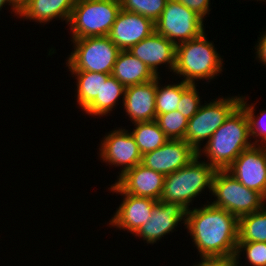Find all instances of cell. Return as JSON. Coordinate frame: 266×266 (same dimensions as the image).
Instances as JSON below:
<instances>
[{
	"label": "cell",
	"instance_id": "10",
	"mask_svg": "<svg viewBox=\"0 0 266 266\" xmlns=\"http://www.w3.org/2000/svg\"><path fill=\"white\" fill-rule=\"evenodd\" d=\"M99 147L101 160L108 165L122 167L121 174L142 163V154L131 132L118 128L108 132L102 137Z\"/></svg>",
	"mask_w": 266,
	"mask_h": 266
},
{
	"label": "cell",
	"instance_id": "14",
	"mask_svg": "<svg viewBox=\"0 0 266 266\" xmlns=\"http://www.w3.org/2000/svg\"><path fill=\"white\" fill-rule=\"evenodd\" d=\"M108 189L112 193L123 196L121 204L109 220L108 225L120 230H127L134 235L142 225L149 221L151 210L158 201L123 193L115 184H112Z\"/></svg>",
	"mask_w": 266,
	"mask_h": 266
},
{
	"label": "cell",
	"instance_id": "6",
	"mask_svg": "<svg viewBox=\"0 0 266 266\" xmlns=\"http://www.w3.org/2000/svg\"><path fill=\"white\" fill-rule=\"evenodd\" d=\"M74 49L66 60L69 71L111 74L120 49L108 36L72 39Z\"/></svg>",
	"mask_w": 266,
	"mask_h": 266
},
{
	"label": "cell",
	"instance_id": "12",
	"mask_svg": "<svg viewBox=\"0 0 266 266\" xmlns=\"http://www.w3.org/2000/svg\"><path fill=\"white\" fill-rule=\"evenodd\" d=\"M186 209L178 203L159 200L151 210V216L146 224L134 234L147 244H154L162 237L174 232L178 223L186 225Z\"/></svg>",
	"mask_w": 266,
	"mask_h": 266
},
{
	"label": "cell",
	"instance_id": "19",
	"mask_svg": "<svg viewBox=\"0 0 266 266\" xmlns=\"http://www.w3.org/2000/svg\"><path fill=\"white\" fill-rule=\"evenodd\" d=\"M76 2L77 0H25L20 5L19 18L44 25L58 18L68 24Z\"/></svg>",
	"mask_w": 266,
	"mask_h": 266
},
{
	"label": "cell",
	"instance_id": "28",
	"mask_svg": "<svg viewBox=\"0 0 266 266\" xmlns=\"http://www.w3.org/2000/svg\"><path fill=\"white\" fill-rule=\"evenodd\" d=\"M167 0H120L121 9L138 13L154 23L160 18Z\"/></svg>",
	"mask_w": 266,
	"mask_h": 266
},
{
	"label": "cell",
	"instance_id": "15",
	"mask_svg": "<svg viewBox=\"0 0 266 266\" xmlns=\"http://www.w3.org/2000/svg\"><path fill=\"white\" fill-rule=\"evenodd\" d=\"M154 31L155 25L151 19L120 9L108 37L120 50H129Z\"/></svg>",
	"mask_w": 266,
	"mask_h": 266
},
{
	"label": "cell",
	"instance_id": "3",
	"mask_svg": "<svg viewBox=\"0 0 266 266\" xmlns=\"http://www.w3.org/2000/svg\"><path fill=\"white\" fill-rule=\"evenodd\" d=\"M206 33L176 45V62L173 73L183 81L195 85L198 80L211 82L223 71V58L214 42L208 41Z\"/></svg>",
	"mask_w": 266,
	"mask_h": 266
},
{
	"label": "cell",
	"instance_id": "7",
	"mask_svg": "<svg viewBox=\"0 0 266 266\" xmlns=\"http://www.w3.org/2000/svg\"><path fill=\"white\" fill-rule=\"evenodd\" d=\"M211 205L225 209L238 218L261 210L266 199L258 192L248 189L227 170H217L212 184Z\"/></svg>",
	"mask_w": 266,
	"mask_h": 266
},
{
	"label": "cell",
	"instance_id": "31",
	"mask_svg": "<svg viewBox=\"0 0 266 266\" xmlns=\"http://www.w3.org/2000/svg\"><path fill=\"white\" fill-rule=\"evenodd\" d=\"M237 263L235 255L226 256H201V261L193 266H234Z\"/></svg>",
	"mask_w": 266,
	"mask_h": 266
},
{
	"label": "cell",
	"instance_id": "24",
	"mask_svg": "<svg viewBox=\"0 0 266 266\" xmlns=\"http://www.w3.org/2000/svg\"><path fill=\"white\" fill-rule=\"evenodd\" d=\"M238 242H266V205L239 217Z\"/></svg>",
	"mask_w": 266,
	"mask_h": 266
},
{
	"label": "cell",
	"instance_id": "34",
	"mask_svg": "<svg viewBox=\"0 0 266 266\" xmlns=\"http://www.w3.org/2000/svg\"><path fill=\"white\" fill-rule=\"evenodd\" d=\"M9 5L11 6V13H15L14 16H18L19 17V13H20V5L17 3L16 0H0V11L3 8L4 5Z\"/></svg>",
	"mask_w": 266,
	"mask_h": 266
},
{
	"label": "cell",
	"instance_id": "13",
	"mask_svg": "<svg viewBox=\"0 0 266 266\" xmlns=\"http://www.w3.org/2000/svg\"><path fill=\"white\" fill-rule=\"evenodd\" d=\"M197 156L198 152L185 140L169 139L161 147L142 155V164L166 176Z\"/></svg>",
	"mask_w": 266,
	"mask_h": 266
},
{
	"label": "cell",
	"instance_id": "2",
	"mask_svg": "<svg viewBox=\"0 0 266 266\" xmlns=\"http://www.w3.org/2000/svg\"><path fill=\"white\" fill-rule=\"evenodd\" d=\"M249 139L248 119L245 111L238 106L205 142L198 156L204 154L206 162L216 170H226L244 150L253 146Z\"/></svg>",
	"mask_w": 266,
	"mask_h": 266
},
{
	"label": "cell",
	"instance_id": "32",
	"mask_svg": "<svg viewBox=\"0 0 266 266\" xmlns=\"http://www.w3.org/2000/svg\"><path fill=\"white\" fill-rule=\"evenodd\" d=\"M182 5L191 9L193 12L197 13L203 19H205L206 15L210 14L211 5L210 0H177Z\"/></svg>",
	"mask_w": 266,
	"mask_h": 266
},
{
	"label": "cell",
	"instance_id": "18",
	"mask_svg": "<svg viewBox=\"0 0 266 266\" xmlns=\"http://www.w3.org/2000/svg\"><path fill=\"white\" fill-rule=\"evenodd\" d=\"M157 78L126 87L123 108L132 123L156 120Z\"/></svg>",
	"mask_w": 266,
	"mask_h": 266
},
{
	"label": "cell",
	"instance_id": "11",
	"mask_svg": "<svg viewBox=\"0 0 266 266\" xmlns=\"http://www.w3.org/2000/svg\"><path fill=\"white\" fill-rule=\"evenodd\" d=\"M226 170L266 199V146L253 145L244 150Z\"/></svg>",
	"mask_w": 266,
	"mask_h": 266
},
{
	"label": "cell",
	"instance_id": "4",
	"mask_svg": "<svg viewBox=\"0 0 266 266\" xmlns=\"http://www.w3.org/2000/svg\"><path fill=\"white\" fill-rule=\"evenodd\" d=\"M195 157L189 164L165 176L160 200L178 203L186 210L206 188L212 190L213 178L217 171L206 160ZM200 160V161H199Z\"/></svg>",
	"mask_w": 266,
	"mask_h": 266
},
{
	"label": "cell",
	"instance_id": "27",
	"mask_svg": "<svg viewBox=\"0 0 266 266\" xmlns=\"http://www.w3.org/2000/svg\"><path fill=\"white\" fill-rule=\"evenodd\" d=\"M155 121L169 139L184 140L189 119L179 111L157 114Z\"/></svg>",
	"mask_w": 266,
	"mask_h": 266
},
{
	"label": "cell",
	"instance_id": "22",
	"mask_svg": "<svg viewBox=\"0 0 266 266\" xmlns=\"http://www.w3.org/2000/svg\"><path fill=\"white\" fill-rule=\"evenodd\" d=\"M76 77L77 103L82 111L100 94L102 79H107L111 74L94 73L89 71H70Z\"/></svg>",
	"mask_w": 266,
	"mask_h": 266
},
{
	"label": "cell",
	"instance_id": "17",
	"mask_svg": "<svg viewBox=\"0 0 266 266\" xmlns=\"http://www.w3.org/2000/svg\"><path fill=\"white\" fill-rule=\"evenodd\" d=\"M128 52L146 64L158 77V67L168 65L171 72L174 71L176 62V45L163 35L155 31L147 38L136 45H133Z\"/></svg>",
	"mask_w": 266,
	"mask_h": 266
},
{
	"label": "cell",
	"instance_id": "20",
	"mask_svg": "<svg viewBox=\"0 0 266 266\" xmlns=\"http://www.w3.org/2000/svg\"><path fill=\"white\" fill-rule=\"evenodd\" d=\"M112 76L125 87L152 81L157 76L128 50H121L115 61Z\"/></svg>",
	"mask_w": 266,
	"mask_h": 266
},
{
	"label": "cell",
	"instance_id": "16",
	"mask_svg": "<svg viewBox=\"0 0 266 266\" xmlns=\"http://www.w3.org/2000/svg\"><path fill=\"white\" fill-rule=\"evenodd\" d=\"M117 177L114 184L123 193L160 200L165 182L162 173L140 163Z\"/></svg>",
	"mask_w": 266,
	"mask_h": 266
},
{
	"label": "cell",
	"instance_id": "30",
	"mask_svg": "<svg viewBox=\"0 0 266 266\" xmlns=\"http://www.w3.org/2000/svg\"><path fill=\"white\" fill-rule=\"evenodd\" d=\"M197 84L190 85L181 95L180 102L178 103L177 111L187 119H191L199 110L202 105L199 92L196 89Z\"/></svg>",
	"mask_w": 266,
	"mask_h": 266
},
{
	"label": "cell",
	"instance_id": "29",
	"mask_svg": "<svg viewBox=\"0 0 266 266\" xmlns=\"http://www.w3.org/2000/svg\"><path fill=\"white\" fill-rule=\"evenodd\" d=\"M241 252L250 266H266V242H238L235 256L239 265Z\"/></svg>",
	"mask_w": 266,
	"mask_h": 266
},
{
	"label": "cell",
	"instance_id": "25",
	"mask_svg": "<svg viewBox=\"0 0 266 266\" xmlns=\"http://www.w3.org/2000/svg\"><path fill=\"white\" fill-rule=\"evenodd\" d=\"M161 79L160 76L157 77L156 114H165L177 110L182 93L191 85L181 80L180 83L163 86L159 82Z\"/></svg>",
	"mask_w": 266,
	"mask_h": 266
},
{
	"label": "cell",
	"instance_id": "9",
	"mask_svg": "<svg viewBox=\"0 0 266 266\" xmlns=\"http://www.w3.org/2000/svg\"><path fill=\"white\" fill-rule=\"evenodd\" d=\"M204 19L177 0H167L160 18L154 23L155 32L175 45L199 37L204 31Z\"/></svg>",
	"mask_w": 266,
	"mask_h": 266
},
{
	"label": "cell",
	"instance_id": "21",
	"mask_svg": "<svg viewBox=\"0 0 266 266\" xmlns=\"http://www.w3.org/2000/svg\"><path fill=\"white\" fill-rule=\"evenodd\" d=\"M125 89L126 87L112 75L107 79H102L100 94L83 111L93 117L110 115L112 109L117 107L118 98L120 99L122 96V101L124 100Z\"/></svg>",
	"mask_w": 266,
	"mask_h": 266
},
{
	"label": "cell",
	"instance_id": "23",
	"mask_svg": "<svg viewBox=\"0 0 266 266\" xmlns=\"http://www.w3.org/2000/svg\"><path fill=\"white\" fill-rule=\"evenodd\" d=\"M133 124L135 128H133L131 134L135 138L142 155L154 151L169 140L155 120Z\"/></svg>",
	"mask_w": 266,
	"mask_h": 266
},
{
	"label": "cell",
	"instance_id": "1",
	"mask_svg": "<svg viewBox=\"0 0 266 266\" xmlns=\"http://www.w3.org/2000/svg\"><path fill=\"white\" fill-rule=\"evenodd\" d=\"M239 218L207 201L186 211V225L194 247L201 256L235 255Z\"/></svg>",
	"mask_w": 266,
	"mask_h": 266
},
{
	"label": "cell",
	"instance_id": "33",
	"mask_svg": "<svg viewBox=\"0 0 266 266\" xmlns=\"http://www.w3.org/2000/svg\"><path fill=\"white\" fill-rule=\"evenodd\" d=\"M258 43L255 45L256 59L266 66V32L258 37Z\"/></svg>",
	"mask_w": 266,
	"mask_h": 266
},
{
	"label": "cell",
	"instance_id": "26",
	"mask_svg": "<svg viewBox=\"0 0 266 266\" xmlns=\"http://www.w3.org/2000/svg\"><path fill=\"white\" fill-rule=\"evenodd\" d=\"M247 97L241 96L240 107L245 111L249 124L250 138H254L253 145L266 146V110L255 115V103H247ZM258 138V139H257ZM261 139V141H260ZM259 142V143H258Z\"/></svg>",
	"mask_w": 266,
	"mask_h": 266
},
{
	"label": "cell",
	"instance_id": "8",
	"mask_svg": "<svg viewBox=\"0 0 266 266\" xmlns=\"http://www.w3.org/2000/svg\"><path fill=\"white\" fill-rule=\"evenodd\" d=\"M241 96L218 97L200 106L197 113L188 121L184 140L197 152L201 143L211 138L213 133L226 121L240 105ZM202 141V142H201Z\"/></svg>",
	"mask_w": 266,
	"mask_h": 266
},
{
	"label": "cell",
	"instance_id": "35",
	"mask_svg": "<svg viewBox=\"0 0 266 266\" xmlns=\"http://www.w3.org/2000/svg\"><path fill=\"white\" fill-rule=\"evenodd\" d=\"M19 5H21L25 0H16Z\"/></svg>",
	"mask_w": 266,
	"mask_h": 266
},
{
	"label": "cell",
	"instance_id": "5",
	"mask_svg": "<svg viewBox=\"0 0 266 266\" xmlns=\"http://www.w3.org/2000/svg\"><path fill=\"white\" fill-rule=\"evenodd\" d=\"M120 9V0H77L68 22L71 39L108 36Z\"/></svg>",
	"mask_w": 266,
	"mask_h": 266
}]
</instances>
